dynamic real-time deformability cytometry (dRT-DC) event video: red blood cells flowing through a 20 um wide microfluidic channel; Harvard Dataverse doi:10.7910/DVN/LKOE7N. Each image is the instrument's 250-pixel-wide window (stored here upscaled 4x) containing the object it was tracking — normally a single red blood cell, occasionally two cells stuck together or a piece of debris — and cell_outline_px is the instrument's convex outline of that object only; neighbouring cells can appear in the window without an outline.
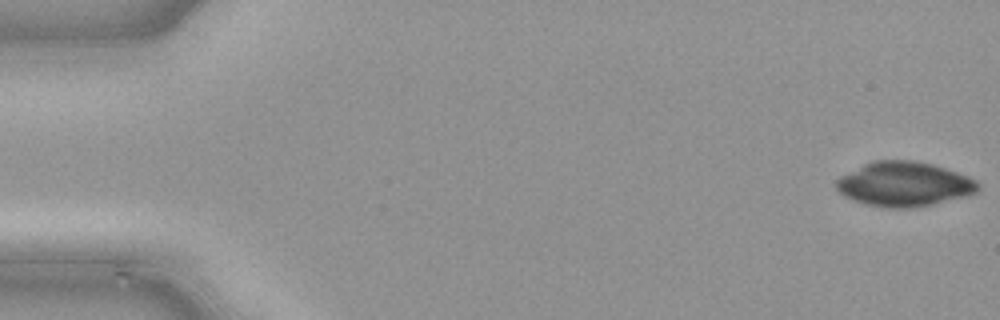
{"species": "common noctule bat (a hibernating species)", "species_latin": "Nyctalus noctula", "temperature_condition": "cold", "stored_images_in_passage": 13, "camera_frame_rate_fps": 3000, "um_per_image_px": 0.085, "animal": {"sex": "male", "body_mass_g": 21.5, "forearm_length_mm": 52.0}, "frame": {"image": 1, "passage_image": 1, "time_ms": 0.0, "image_size_px": [1000, 320], "cell_outline_px": [[980, 188], [976, 192], [932, 204], [908, 208], [892, 208], [868, 204], [844, 196], [836, 188], [836, 180], [840, 176], [872, 160], [912, 160], [932, 164], [968, 176], [976, 180], [980, 184]], "centroid_in_image_um": [76.84, 15.63], "position_along_channel_um": 8.2, "area_um2": 36.3}}